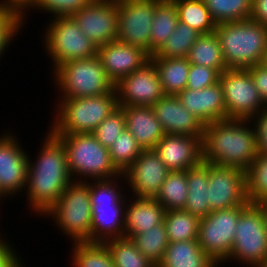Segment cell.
<instances>
[{
	"label": "cell",
	"instance_id": "cell-36",
	"mask_svg": "<svg viewBox=\"0 0 267 267\" xmlns=\"http://www.w3.org/2000/svg\"><path fill=\"white\" fill-rule=\"evenodd\" d=\"M216 24L250 19L252 0H203Z\"/></svg>",
	"mask_w": 267,
	"mask_h": 267
},
{
	"label": "cell",
	"instance_id": "cell-34",
	"mask_svg": "<svg viewBox=\"0 0 267 267\" xmlns=\"http://www.w3.org/2000/svg\"><path fill=\"white\" fill-rule=\"evenodd\" d=\"M200 36V33L189 25L178 21L174 32L163 45L150 57L187 58L190 48Z\"/></svg>",
	"mask_w": 267,
	"mask_h": 267
},
{
	"label": "cell",
	"instance_id": "cell-27",
	"mask_svg": "<svg viewBox=\"0 0 267 267\" xmlns=\"http://www.w3.org/2000/svg\"><path fill=\"white\" fill-rule=\"evenodd\" d=\"M165 95H177L187 86L190 63L187 58L150 57Z\"/></svg>",
	"mask_w": 267,
	"mask_h": 267
},
{
	"label": "cell",
	"instance_id": "cell-3",
	"mask_svg": "<svg viewBox=\"0 0 267 267\" xmlns=\"http://www.w3.org/2000/svg\"><path fill=\"white\" fill-rule=\"evenodd\" d=\"M121 176L110 179L86 181L89 186L92 224L90 242L104 243L114 238L125 237V187L119 186ZM117 181V182H116ZM124 188V189H123ZM123 189V190H121Z\"/></svg>",
	"mask_w": 267,
	"mask_h": 267
},
{
	"label": "cell",
	"instance_id": "cell-6",
	"mask_svg": "<svg viewBox=\"0 0 267 267\" xmlns=\"http://www.w3.org/2000/svg\"><path fill=\"white\" fill-rule=\"evenodd\" d=\"M57 136L63 142L73 181L86 182L122 175L113 164L109 149L103 147L92 133Z\"/></svg>",
	"mask_w": 267,
	"mask_h": 267
},
{
	"label": "cell",
	"instance_id": "cell-7",
	"mask_svg": "<svg viewBox=\"0 0 267 267\" xmlns=\"http://www.w3.org/2000/svg\"><path fill=\"white\" fill-rule=\"evenodd\" d=\"M72 242H90L92 212L89 186L70 183L58 201L45 213ZM47 216V217H46Z\"/></svg>",
	"mask_w": 267,
	"mask_h": 267
},
{
	"label": "cell",
	"instance_id": "cell-51",
	"mask_svg": "<svg viewBox=\"0 0 267 267\" xmlns=\"http://www.w3.org/2000/svg\"><path fill=\"white\" fill-rule=\"evenodd\" d=\"M5 198V199H4ZM1 199H2V201L3 200H6V199H8V198H6L4 195H3V193L0 191V201H1ZM0 206H1V204H0Z\"/></svg>",
	"mask_w": 267,
	"mask_h": 267
},
{
	"label": "cell",
	"instance_id": "cell-21",
	"mask_svg": "<svg viewBox=\"0 0 267 267\" xmlns=\"http://www.w3.org/2000/svg\"><path fill=\"white\" fill-rule=\"evenodd\" d=\"M151 107L165 134L203 137L205 125L182 105L176 95H164Z\"/></svg>",
	"mask_w": 267,
	"mask_h": 267
},
{
	"label": "cell",
	"instance_id": "cell-20",
	"mask_svg": "<svg viewBox=\"0 0 267 267\" xmlns=\"http://www.w3.org/2000/svg\"><path fill=\"white\" fill-rule=\"evenodd\" d=\"M170 171H187L202 160V137L165 134L153 148Z\"/></svg>",
	"mask_w": 267,
	"mask_h": 267
},
{
	"label": "cell",
	"instance_id": "cell-33",
	"mask_svg": "<svg viewBox=\"0 0 267 267\" xmlns=\"http://www.w3.org/2000/svg\"><path fill=\"white\" fill-rule=\"evenodd\" d=\"M187 191V171H171L155 199L163 205L165 211L184 209Z\"/></svg>",
	"mask_w": 267,
	"mask_h": 267
},
{
	"label": "cell",
	"instance_id": "cell-11",
	"mask_svg": "<svg viewBox=\"0 0 267 267\" xmlns=\"http://www.w3.org/2000/svg\"><path fill=\"white\" fill-rule=\"evenodd\" d=\"M247 205L236 206L211 212L208 216L200 219L198 242L201 249L219 267L231 254L235 228L242 210Z\"/></svg>",
	"mask_w": 267,
	"mask_h": 267
},
{
	"label": "cell",
	"instance_id": "cell-9",
	"mask_svg": "<svg viewBox=\"0 0 267 267\" xmlns=\"http://www.w3.org/2000/svg\"><path fill=\"white\" fill-rule=\"evenodd\" d=\"M58 98L100 96L111 92L114 83L107 77L98 56L68 61L52 74Z\"/></svg>",
	"mask_w": 267,
	"mask_h": 267
},
{
	"label": "cell",
	"instance_id": "cell-22",
	"mask_svg": "<svg viewBox=\"0 0 267 267\" xmlns=\"http://www.w3.org/2000/svg\"><path fill=\"white\" fill-rule=\"evenodd\" d=\"M176 96L204 125L226 119L224 94L219 81L201 90L185 88Z\"/></svg>",
	"mask_w": 267,
	"mask_h": 267
},
{
	"label": "cell",
	"instance_id": "cell-40",
	"mask_svg": "<svg viewBox=\"0 0 267 267\" xmlns=\"http://www.w3.org/2000/svg\"><path fill=\"white\" fill-rule=\"evenodd\" d=\"M93 0H36L34 4L22 15V25L25 26L26 16L30 10H39L49 13L53 17L73 16L81 8L89 5ZM32 8V9H31ZM28 14V15H27ZM52 14V15H51ZM24 21V22H23Z\"/></svg>",
	"mask_w": 267,
	"mask_h": 267
},
{
	"label": "cell",
	"instance_id": "cell-12",
	"mask_svg": "<svg viewBox=\"0 0 267 267\" xmlns=\"http://www.w3.org/2000/svg\"><path fill=\"white\" fill-rule=\"evenodd\" d=\"M226 106V119L251 120L266 109L247 69L228 68L219 76Z\"/></svg>",
	"mask_w": 267,
	"mask_h": 267
},
{
	"label": "cell",
	"instance_id": "cell-8",
	"mask_svg": "<svg viewBox=\"0 0 267 267\" xmlns=\"http://www.w3.org/2000/svg\"><path fill=\"white\" fill-rule=\"evenodd\" d=\"M45 26L41 43L53 65L54 72L60 65L73 60L97 56L98 47L79 29L72 16L53 17Z\"/></svg>",
	"mask_w": 267,
	"mask_h": 267
},
{
	"label": "cell",
	"instance_id": "cell-32",
	"mask_svg": "<svg viewBox=\"0 0 267 267\" xmlns=\"http://www.w3.org/2000/svg\"><path fill=\"white\" fill-rule=\"evenodd\" d=\"M169 242L198 240L200 218L183 209L165 211Z\"/></svg>",
	"mask_w": 267,
	"mask_h": 267
},
{
	"label": "cell",
	"instance_id": "cell-37",
	"mask_svg": "<svg viewBox=\"0 0 267 267\" xmlns=\"http://www.w3.org/2000/svg\"><path fill=\"white\" fill-rule=\"evenodd\" d=\"M116 267H156L127 237L114 238L104 242Z\"/></svg>",
	"mask_w": 267,
	"mask_h": 267
},
{
	"label": "cell",
	"instance_id": "cell-1",
	"mask_svg": "<svg viewBox=\"0 0 267 267\" xmlns=\"http://www.w3.org/2000/svg\"><path fill=\"white\" fill-rule=\"evenodd\" d=\"M46 134L35 160L28 155L25 201L38 218L47 213L73 182L62 140L50 128Z\"/></svg>",
	"mask_w": 267,
	"mask_h": 267
},
{
	"label": "cell",
	"instance_id": "cell-4",
	"mask_svg": "<svg viewBox=\"0 0 267 267\" xmlns=\"http://www.w3.org/2000/svg\"><path fill=\"white\" fill-rule=\"evenodd\" d=\"M55 105L49 128L56 135L92 133L119 107L115 88L100 96L58 98Z\"/></svg>",
	"mask_w": 267,
	"mask_h": 267
},
{
	"label": "cell",
	"instance_id": "cell-41",
	"mask_svg": "<svg viewBox=\"0 0 267 267\" xmlns=\"http://www.w3.org/2000/svg\"><path fill=\"white\" fill-rule=\"evenodd\" d=\"M22 16L13 8L0 2V59L12 43L16 35L21 32Z\"/></svg>",
	"mask_w": 267,
	"mask_h": 267
},
{
	"label": "cell",
	"instance_id": "cell-24",
	"mask_svg": "<svg viewBox=\"0 0 267 267\" xmlns=\"http://www.w3.org/2000/svg\"><path fill=\"white\" fill-rule=\"evenodd\" d=\"M125 206V237L131 238L161 224L165 209L155 198H139L129 195Z\"/></svg>",
	"mask_w": 267,
	"mask_h": 267
},
{
	"label": "cell",
	"instance_id": "cell-48",
	"mask_svg": "<svg viewBox=\"0 0 267 267\" xmlns=\"http://www.w3.org/2000/svg\"><path fill=\"white\" fill-rule=\"evenodd\" d=\"M36 0H0L15 9L21 16L34 4Z\"/></svg>",
	"mask_w": 267,
	"mask_h": 267
},
{
	"label": "cell",
	"instance_id": "cell-17",
	"mask_svg": "<svg viewBox=\"0 0 267 267\" xmlns=\"http://www.w3.org/2000/svg\"><path fill=\"white\" fill-rule=\"evenodd\" d=\"M72 17L83 34L97 47L117 40V0H93Z\"/></svg>",
	"mask_w": 267,
	"mask_h": 267
},
{
	"label": "cell",
	"instance_id": "cell-39",
	"mask_svg": "<svg viewBox=\"0 0 267 267\" xmlns=\"http://www.w3.org/2000/svg\"><path fill=\"white\" fill-rule=\"evenodd\" d=\"M247 197L250 203L267 201V155H258L246 171Z\"/></svg>",
	"mask_w": 267,
	"mask_h": 267
},
{
	"label": "cell",
	"instance_id": "cell-38",
	"mask_svg": "<svg viewBox=\"0 0 267 267\" xmlns=\"http://www.w3.org/2000/svg\"><path fill=\"white\" fill-rule=\"evenodd\" d=\"M142 150L134 136L125 128L115 138L109 148V153L113 164L123 173L141 154Z\"/></svg>",
	"mask_w": 267,
	"mask_h": 267
},
{
	"label": "cell",
	"instance_id": "cell-31",
	"mask_svg": "<svg viewBox=\"0 0 267 267\" xmlns=\"http://www.w3.org/2000/svg\"><path fill=\"white\" fill-rule=\"evenodd\" d=\"M179 21L189 25L200 34L214 32L216 23L203 0H173Z\"/></svg>",
	"mask_w": 267,
	"mask_h": 267
},
{
	"label": "cell",
	"instance_id": "cell-52",
	"mask_svg": "<svg viewBox=\"0 0 267 267\" xmlns=\"http://www.w3.org/2000/svg\"><path fill=\"white\" fill-rule=\"evenodd\" d=\"M259 267H267V258L265 259V261Z\"/></svg>",
	"mask_w": 267,
	"mask_h": 267
},
{
	"label": "cell",
	"instance_id": "cell-43",
	"mask_svg": "<svg viewBox=\"0 0 267 267\" xmlns=\"http://www.w3.org/2000/svg\"><path fill=\"white\" fill-rule=\"evenodd\" d=\"M220 74L213 68L190 64L186 88L201 90L219 81Z\"/></svg>",
	"mask_w": 267,
	"mask_h": 267
},
{
	"label": "cell",
	"instance_id": "cell-18",
	"mask_svg": "<svg viewBox=\"0 0 267 267\" xmlns=\"http://www.w3.org/2000/svg\"><path fill=\"white\" fill-rule=\"evenodd\" d=\"M114 88L119 106H153L165 95L157 70L151 61L121 78Z\"/></svg>",
	"mask_w": 267,
	"mask_h": 267
},
{
	"label": "cell",
	"instance_id": "cell-47",
	"mask_svg": "<svg viewBox=\"0 0 267 267\" xmlns=\"http://www.w3.org/2000/svg\"><path fill=\"white\" fill-rule=\"evenodd\" d=\"M250 19L257 23L267 25V0H252Z\"/></svg>",
	"mask_w": 267,
	"mask_h": 267
},
{
	"label": "cell",
	"instance_id": "cell-25",
	"mask_svg": "<svg viewBox=\"0 0 267 267\" xmlns=\"http://www.w3.org/2000/svg\"><path fill=\"white\" fill-rule=\"evenodd\" d=\"M200 247L198 240L169 242L157 267H218Z\"/></svg>",
	"mask_w": 267,
	"mask_h": 267
},
{
	"label": "cell",
	"instance_id": "cell-35",
	"mask_svg": "<svg viewBox=\"0 0 267 267\" xmlns=\"http://www.w3.org/2000/svg\"><path fill=\"white\" fill-rule=\"evenodd\" d=\"M130 239L136 248L156 267L161 262L169 244L164 221L143 233L134 234Z\"/></svg>",
	"mask_w": 267,
	"mask_h": 267
},
{
	"label": "cell",
	"instance_id": "cell-30",
	"mask_svg": "<svg viewBox=\"0 0 267 267\" xmlns=\"http://www.w3.org/2000/svg\"><path fill=\"white\" fill-rule=\"evenodd\" d=\"M72 267H116L105 243L72 242Z\"/></svg>",
	"mask_w": 267,
	"mask_h": 267
},
{
	"label": "cell",
	"instance_id": "cell-2",
	"mask_svg": "<svg viewBox=\"0 0 267 267\" xmlns=\"http://www.w3.org/2000/svg\"><path fill=\"white\" fill-rule=\"evenodd\" d=\"M258 155L256 131L251 120L225 119L204 126L203 162L247 171Z\"/></svg>",
	"mask_w": 267,
	"mask_h": 267
},
{
	"label": "cell",
	"instance_id": "cell-28",
	"mask_svg": "<svg viewBox=\"0 0 267 267\" xmlns=\"http://www.w3.org/2000/svg\"><path fill=\"white\" fill-rule=\"evenodd\" d=\"M187 59L190 64L213 68L219 74L228 69L224 62L220 42L215 31L200 34L190 48Z\"/></svg>",
	"mask_w": 267,
	"mask_h": 267
},
{
	"label": "cell",
	"instance_id": "cell-44",
	"mask_svg": "<svg viewBox=\"0 0 267 267\" xmlns=\"http://www.w3.org/2000/svg\"><path fill=\"white\" fill-rule=\"evenodd\" d=\"M256 131L257 151L259 155H267V108L252 119Z\"/></svg>",
	"mask_w": 267,
	"mask_h": 267
},
{
	"label": "cell",
	"instance_id": "cell-19",
	"mask_svg": "<svg viewBox=\"0 0 267 267\" xmlns=\"http://www.w3.org/2000/svg\"><path fill=\"white\" fill-rule=\"evenodd\" d=\"M97 56L114 85L150 61V54L141 47L118 40L99 46Z\"/></svg>",
	"mask_w": 267,
	"mask_h": 267
},
{
	"label": "cell",
	"instance_id": "cell-26",
	"mask_svg": "<svg viewBox=\"0 0 267 267\" xmlns=\"http://www.w3.org/2000/svg\"><path fill=\"white\" fill-rule=\"evenodd\" d=\"M188 195L183 210L190 212L198 218L208 216L210 206L208 203V163L201 162L187 170Z\"/></svg>",
	"mask_w": 267,
	"mask_h": 267
},
{
	"label": "cell",
	"instance_id": "cell-23",
	"mask_svg": "<svg viewBox=\"0 0 267 267\" xmlns=\"http://www.w3.org/2000/svg\"><path fill=\"white\" fill-rule=\"evenodd\" d=\"M124 110L126 129L142 149H153L165 136L151 106H120Z\"/></svg>",
	"mask_w": 267,
	"mask_h": 267
},
{
	"label": "cell",
	"instance_id": "cell-29",
	"mask_svg": "<svg viewBox=\"0 0 267 267\" xmlns=\"http://www.w3.org/2000/svg\"><path fill=\"white\" fill-rule=\"evenodd\" d=\"M178 21L177 8L173 0H160L155 5L150 32V55L154 54L174 32Z\"/></svg>",
	"mask_w": 267,
	"mask_h": 267
},
{
	"label": "cell",
	"instance_id": "cell-42",
	"mask_svg": "<svg viewBox=\"0 0 267 267\" xmlns=\"http://www.w3.org/2000/svg\"><path fill=\"white\" fill-rule=\"evenodd\" d=\"M125 128L124 110L119 106L96 127L92 134L103 147L109 149L115 138L119 136Z\"/></svg>",
	"mask_w": 267,
	"mask_h": 267
},
{
	"label": "cell",
	"instance_id": "cell-16",
	"mask_svg": "<svg viewBox=\"0 0 267 267\" xmlns=\"http://www.w3.org/2000/svg\"><path fill=\"white\" fill-rule=\"evenodd\" d=\"M10 131L0 134V191L12 199L26 189L28 151L23 148L16 131L15 134Z\"/></svg>",
	"mask_w": 267,
	"mask_h": 267
},
{
	"label": "cell",
	"instance_id": "cell-10",
	"mask_svg": "<svg viewBox=\"0 0 267 267\" xmlns=\"http://www.w3.org/2000/svg\"><path fill=\"white\" fill-rule=\"evenodd\" d=\"M235 231L233 248L225 262L234 260L247 267H259L267 258V228L256 203L242 210Z\"/></svg>",
	"mask_w": 267,
	"mask_h": 267
},
{
	"label": "cell",
	"instance_id": "cell-46",
	"mask_svg": "<svg viewBox=\"0 0 267 267\" xmlns=\"http://www.w3.org/2000/svg\"><path fill=\"white\" fill-rule=\"evenodd\" d=\"M246 69L253 78L254 84L258 89L262 100L267 104V68L262 64H256Z\"/></svg>",
	"mask_w": 267,
	"mask_h": 267
},
{
	"label": "cell",
	"instance_id": "cell-5",
	"mask_svg": "<svg viewBox=\"0 0 267 267\" xmlns=\"http://www.w3.org/2000/svg\"><path fill=\"white\" fill-rule=\"evenodd\" d=\"M215 32L227 68L261 64L267 47V25L247 19L217 24Z\"/></svg>",
	"mask_w": 267,
	"mask_h": 267
},
{
	"label": "cell",
	"instance_id": "cell-14",
	"mask_svg": "<svg viewBox=\"0 0 267 267\" xmlns=\"http://www.w3.org/2000/svg\"><path fill=\"white\" fill-rule=\"evenodd\" d=\"M160 0H117V40L139 46L150 54V32L155 5Z\"/></svg>",
	"mask_w": 267,
	"mask_h": 267
},
{
	"label": "cell",
	"instance_id": "cell-15",
	"mask_svg": "<svg viewBox=\"0 0 267 267\" xmlns=\"http://www.w3.org/2000/svg\"><path fill=\"white\" fill-rule=\"evenodd\" d=\"M170 172L154 149H143L122 173L121 180H125L122 184H128V194L131 192V196L156 198Z\"/></svg>",
	"mask_w": 267,
	"mask_h": 267
},
{
	"label": "cell",
	"instance_id": "cell-13",
	"mask_svg": "<svg viewBox=\"0 0 267 267\" xmlns=\"http://www.w3.org/2000/svg\"><path fill=\"white\" fill-rule=\"evenodd\" d=\"M207 194L211 212L248 205L246 171L208 163Z\"/></svg>",
	"mask_w": 267,
	"mask_h": 267
},
{
	"label": "cell",
	"instance_id": "cell-49",
	"mask_svg": "<svg viewBox=\"0 0 267 267\" xmlns=\"http://www.w3.org/2000/svg\"><path fill=\"white\" fill-rule=\"evenodd\" d=\"M256 204L262 209L265 226L267 228V201H261Z\"/></svg>",
	"mask_w": 267,
	"mask_h": 267
},
{
	"label": "cell",
	"instance_id": "cell-45",
	"mask_svg": "<svg viewBox=\"0 0 267 267\" xmlns=\"http://www.w3.org/2000/svg\"><path fill=\"white\" fill-rule=\"evenodd\" d=\"M4 236V237H3ZM5 235L0 234V267H25L21 257L14 250V244L5 240Z\"/></svg>",
	"mask_w": 267,
	"mask_h": 267
},
{
	"label": "cell",
	"instance_id": "cell-50",
	"mask_svg": "<svg viewBox=\"0 0 267 267\" xmlns=\"http://www.w3.org/2000/svg\"><path fill=\"white\" fill-rule=\"evenodd\" d=\"M261 64L267 68V47L264 52L263 60L261 61Z\"/></svg>",
	"mask_w": 267,
	"mask_h": 267
}]
</instances>
